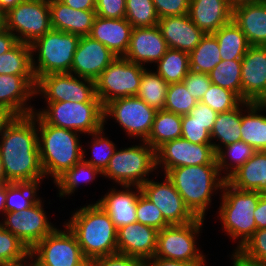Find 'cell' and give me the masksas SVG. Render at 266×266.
Returning a JSON list of instances; mask_svg holds the SVG:
<instances>
[{"instance_id": "11a10c76", "label": "cell", "mask_w": 266, "mask_h": 266, "mask_svg": "<svg viewBox=\"0 0 266 266\" xmlns=\"http://www.w3.org/2000/svg\"><path fill=\"white\" fill-rule=\"evenodd\" d=\"M189 114L193 117V121L205 125V128L211 132L218 113L202 101H197Z\"/></svg>"}, {"instance_id": "4fadbf2b", "label": "cell", "mask_w": 266, "mask_h": 266, "mask_svg": "<svg viewBox=\"0 0 266 266\" xmlns=\"http://www.w3.org/2000/svg\"><path fill=\"white\" fill-rule=\"evenodd\" d=\"M155 114L156 110L139 97L118 98L104 106V125L107 124L108 117H113L128 137L145 141L150 134Z\"/></svg>"}, {"instance_id": "a7ac6f4b", "label": "cell", "mask_w": 266, "mask_h": 266, "mask_svg": "<svg viewBox=\"0 0 266 266\" xmlns=\"http://www.w3.org/2000/svg\"><path fill=\"white\" fill-rule=\"evenodd\" d=\"M4 183H10L4 173V169H3V164H2V160H1V156H0V184H4Z\"/></svg>"}, {"instance_id": "03108f58", "label": "cell", "mask_w": 266, "mask_h": 266, "mask_svg": "<svg viewBox=\"0 0 266 266\" xmlns=\"http://www.w3.org/2000/svg\"><path fill=\"white\" fill-rule=\"evenodd\" d=\"M254 104L260 108L262 111L266 112V89L264 92L258 97V99L254 102Z\"/></svg>"}, {"instance_id": "7a4b0ae2", "label": "cell", "mask_w": 266, "mask_h": 266, "mask_svg": "<svg viewBox=\"0 0 266 266\" xmlns=\"http://www.w3.org/2000/svg\"><path fill=\"white\" fill-rule=\"evenodd\" d=\"M72 213L64 224L75 234L88 261L118 252L117 228L97 202Z\"/></svg>"}, {"instance_id": "e0dca14e", "label": "cell", "mask_w": 266, "mask_h": 266, "mask_svg": "<svg viewBox=\"0 0 266 266\" xmlns=\"http://www.w3.org/2000/svg\"><path fill=\"white\" fill-rule=\"evenodd\" d=\"M141 190L142 194L161 211L170 225H184L196 219L165 174L162 182L148 179L141 186Z\"/></svg>"}, {"instance_id": "94428289", "label": "cell", "mask_w": 266, "mask_h": 266, "mask_svg": "<svg viewBox=\"0 0 266 266\" xmlns=\"http://www.w3.org/2000/svg\"><path fill=\"white\" fill-rule=\"evenodd\" d=\"M14 115L8 110L0 107V136L7 124L13 119Z\"/></svg>"}, {"instance_id": "9f6ffc18", "label": "cell", "mask_w": 266, "mask_h": 266, "mask_svg": "<svg viewBox=\"0 0 266 266\" xmlns=\"http://www.w3.org/2000/svg\"><path fill=\"white\" fill-rule=\"evenodd\" d=\"M254 218L257 229H266V195H260Z\"/></svg>"}, {"instance_id": "7dc6e473", "label": "cell", "mask_w": 266, "mask_h": 266, "mask_svg": "<svg viewBox=\"0 0 266 266\" xmlns=\"http://www.w3.org/2000/svg\"><path fill=\"white\" fill-rule=\"evenodd\" d=\"M236 253L246 261L266 266V229H257Z\"/></svg>"}, {"instance_id": "484cf974", "label": "cell", "mask_w": 266, "mask_h": 266, "mask_svg": "<svg viewBox=\"0 0 266 266\" xmlns=\"http://www.w3.org/2000/svg\"><path fill=\"white\" fill-rule=\"evenodd\" d=\"M188 15L205 34L214 33L232 20L233 2L231 0H190Z\"/></svg>"}, {"instance_id": "8fae6325", "label": "cell", "mask_w": 266, "mask_h": 266, "mask_svg": "<svg viewBox=\"0 0 266 266\" xmlns=\"http://www.w3.org/2000/svg\"><path fill=\"white\" fill-rule=\"evenodd\" d=\"M65 230L55 229L31 250L30 255L41 266H91L78 244L75 234L63 225Z\"/></svg>"}, {"instance_id": "f546056e", "label": "cell", "mask_w": 266, "mask_h": 266, "mask_svg": "<svg viewBox=\"0 0 266 266\" xmlns=\"http://www.w3.org/2000/svg\"><path fill=\"white\" fill-rule=\"evenodd\" d=\"M226 182L233 188L257 191L262 184H266V151H257Z\"/></svg>"}, {"instance_id": "44dd1931", "label": "cell", "mask_w": 266, "mask_h": 266, "mask_svg": "<svg viewBox=\"0 0 266 266\" xmlns=\"http://www.w3.org/2000/svg\"><path fill=\"white\" fill-rule=\"evenodd\" d=\"M158 231L141 223H133L117 229L118 253L148 260L157 249Z\"/></svg>"}, {"instance_id": "f1b7e54d", "label": "cell", "mask_w": 266, "mask_h": 266, "mask_svg": "<svg viewBox=\"0 0 266 266\" xmlns=\"http://www.w3.org/2000/svg\"><path fill=\"white\" fill-rule=\"evenodd\" d=\"M251 104V102L243 101L237 108L217 114L210 132L215 153L221 147L241 141V115Z\"/></svg>"}, {"instance_id": "680465c9", "label": "cell", "mask_w": 266, "mask_h": 266, "mask_svg": "<svg viewBox=\"0 0 266 266\" xmlns=\"http://www.w3.org/2000/svg\"><path fill=\"white\" fill-rule=\"evenodd\" d=\"M144 266H194L183 261L168 260L163 258H151L144 261Z\"/></svg>"}, {"instance_id": "ffe728a7", "label": "cell", "mask_w": 266, "mask_h": 266, "mask_svg": "<svg viewBox=\"0 0 266 266\" xmlns=\"http://www.w3.org/2000/svg\"><path fill=\"white\" fill-rule=\"evenodd\" d=\"M169 49L158 25L135 27L132 29L129 46L123 56L130 62L144 64L157 63Z\"/></svg>"}, {"instance_id": "277c9868", "label": "cell", "mask_w": 266, "mask_h": 266, "mask_svg": "<svg viewBox=\"0 0 266 266\" xmlns=\"http://www.w3.org/2000/svg\"><path fill=\"white\" fill-rule=\"evenodd\" d=\"M37 130L40 163L46 178L51 176L55 181L83 159L81 133L47 124L38 115Z\"/></svg>"}, {"instance_id": "f5cc1de1", "label": "cell", "mask_w": 266, "mask_h": 266, "mask_svg": "<svg viewBox=\"0 0 266 266\" xmlns=\"http://www.w3.org/2000/svg\"><path fill=\"white\" fill-rule=\"evenodd\" d=\"M95 11L97 16L103 18H125L126 0H98Z\"/></svg>"}, {"instance_id": "d6986e66", "label": "cell", "mask_w": 266, "mask_h": 266, "mask_svg": "<svg viewBox=\"0 0 266 266\" xmlns=\"http://www.w3.org/2000/svg\"><path fill=\"white\" fill-rule=\"evenodd\" d=\"M36 83L35 75L0 74V107L14 116L32 114L35 109L28 101L36 96Z\"/></svg>"}, {"instance_id": "b9f144b4", "label": "cell", "mask_w": 266, "mask_h": 266, "mask_svg": "<svg viewBox=\"0 0 266 266\" xmlns=\"http://www.w3.org/2000/svg\"><path fill=\"white\" fill-rule=\"evenodd\" d=\"M104 127L103 126L100 130L93 132L91 134L92 139L90 143L88 142L89 146L92 148V158L85 159V152L86 149L83 148V160L86 163H89L93 167L99 169L101 172H103L106 167L108 166L109 160L114 155L116 151V144L113 143L108 137L104 136Z\"/></svg>"}, {"instance_id": "816d5d0a", "label": "cell", "mask_w": 266, "mask_h": 266, "mask_svg": "<svg viewBox=\"0 0 266 266\" xmlns=\"http://www.w3.org/2000/svg\"><path fill=\"white\" fill-rule=\"evenodd\" d=\"M159 19L189 13L190 0H153Z\"/></svg>"}, {"instance_id": "f35d334b", "label": "cell", "mask_w": 266, "mask_h": 266, "mask_svg": "<svg viewBox=\"0 0 266 266\" xmlns=\"http://www.w3.org/2000/svg\"><path fill=\"white\" fill-rule=\"evenodd\" d=\"M148 70V71H147ZM169 84L156 72H143L136 97H139L156 111L163 110Z\"/></svg>"}, {"instance_id": "f907efd6", "label": "cell", "mask_w": 266, "mask_h": 266, "mask_svg": "<svg viewBox=\"0 0 266 266\" xmlns=\"http://www.w3.org/2000/svg\"><path fill=\"white\" fill-rule=\"evenodd\" d=\"M197 101H201L203 95L212 84L209 75L207 73H200L193 70H189L188 74L182 81Z\"/></svg>"}, {"instance_id": "60d3db41", "label": "cell", "mask_w": 266, "mask_h": 266, "mask_svg": "<svg viewBox=\"0 0 266 266\" xmlns=\"http://www.w3.org/2000/svg\"><path fill=\"white\" fill-rule=\"evenodd\" d=\"M41 184L6 183V212H21L31 207L40 197L37 196Z\"/></svg>"}, {"instance_id": "8992f818", "label": "cell", "mask_w": 266, "mask_h": 266, "mask_svg": "<svg viewBox=\"0 0 266 266\" xmlns=\"http://www.w3.org/2000/svg\"><path fill=\"white\" fill-rule=\"evenodd\" d=\"M79 39L78 35L51 29L32 43V68L36 80L48 74L70 73Z\"/></svg>"}, {"instance_id": "d4e9b609", "label": "cell", "mask_w": 266, "mask_h": 266, "mask_svg": "<svg viewBox=\"0 0 266 266\" xmlns=\"http://www.w3.org/2000/svg\"><path fill=\"white\" fill-rule=\"evenodd\" d=\"M158 26L170 49L187 53H190L205 35L188 14L161 18Z\"/></svg>"}, {"instance_id": "9c48e42d", "label": "cell", "mask_w": 266, "mask_h": 266, "mask_svg": "<svg viewBox=\"0 0 266 266\" xmlns=\"http://www.w3.org/2000/svg\"><path fill=\"white\" fill-rule=\"evenodd\" d=\"M204 220L196 218L188 224L170 225L158 231L154 257L206 266L205 255L197 248L196 242Z\"/></svg>"}, {"instance_id": "8c879c8a", "label": "cell", "mask_w": 266, "mask_h": 266, "mask_svg": "<svg viewBox=\"0 0 266 266\" xmlns=\"http://www.w3.org/2000/svg\"><path fill=\"white\" fill-rule=\"evenodd\" d=\"M34 262H35V266H41L35 259H34Z\"/></svg>"}, {"instance_id": "9a60e30c", "label": "cell", "mask_w": 266, "mask_h": 266, "mask_svg": "<svg viewBox=\"0 0 266 266\" xmlns=\"http://www.w3.org/2000/svg\"><path fill=\"white\" fill-rule=\"evenodd\" d=\"M44 201L39 198L31 207L21 212H6L0 224L19 238L30 250L57 227L49 222Z\"/></svg>"}, {"instance_id": "7c38bea8", "label": "cell", "mask_w": 266, "mask_h": 266, "mask_svg": "<svg viewBox=\"0 0 266 266\" xmlns=\"http://www.w3.org/2000/svg\"><path fill=\"white\" fill-rule=\"evenodd\" d=\"M5 19L6 29L29 45L52 29L47 0H23L5 14Z\"/></svg>"}, {"instance_id": "83f0119b", "label": "cell", "mask_w": 266, "mask_h": 266, "mask_svg": "<svg viewBox=\"0 0 266 266\" xmlns=\"http://www.w3.org/2000/svg\"><path fill=\"white\" fill-rule=\"evenodd\" d=\"M133 26L126 18L112 19L96 16L89 36L104 44L117 56L127 52Z\"/></svg>"}, {"instance_id": "ab89813d", "label": "cell", "mask_w": 266, "mask_h": 266, "mask_svg": "<svg viewBox=\"0 0 266 266\" xmlns=\"http://www.w3.org/2000/svg\"><path fill=\"white\" fill-rule=\"evenodd\" d=\"M242 60H221L209 73L212 84L235 92L242 99Z\"/></svg>"}, {"instance_id": "e7e4bbea", "label": "cell", "mask_w": 266, "mask_h": 266, "mask_svg": "<svg viewBox=\"0 0 266 266\" xmlns=\"http://www.w3.org/2000/svg\"><path fill=\"white\" fill-rule=\"evenodd\" d=\"M5 203H6V183L0 184V212L3 213V215L6 213Z\"/></svg>"}, {"instance_id": "f6af8a7d", "label": "cell", "mask_w": 266, "mask_h": 266, "mask_svg": "<svg viewBox=\"0 0 266 266\" xmlns=\"http://www.w3.org/2000/svg\"><path fill=\"white\" fill-rule=\"evenodd\" d=\"M201 101L217 113L237 108L243 100L233 91L211 84Z\"/></svg>"}, {"instance_id": "30bf717a", "label": "cell", "mask_w": 266, "mask_h": 266, "mask_svg": "<svg viewBox=\"0 0 266 266\" xmlns=\"http://www.w3.org/2000/svg\"><path fill=\"white\" fill-rule=\"evenodd\" d=\"M146 69L118 56L95 80L96 96L102 106L118 98L136 96Z\"/></svg>"}, {"instance_id": "2e32d148", "label": "cell", "mask_w": 266, "mask_h": 266, "mask_svg": "<svg viewBox=\"0 0 266 266\" xmlns=\"http://www.w3.org/2000/svg\"><path fill=\"white\" fill-rule=\"evenodd\" d=\"M217 164L212 144L191 143L183 138L165 142L156 150V169H169L181 166Z\"/></svg>"}, {"instance_id": "681fc988", "label": "cell", "mask_w": 266, "mask_h": 266, "mask_svg": "<svg viewBox=\"0 0 266 266\" xmlns=\"http://www.w3.org/2000/svg\"><path fill=\"white\" fill-rule=\"evenodd\" d=\"M181 138L196 144H212L210 132L205 125L193 121L190 114L182 115Z\"/></svg>"}, {"instance_id": "74e56055", "label": "cell", "mask_w": 266, "mask_h": 266, "mask_svg": "<svg viewBox=\"0 0 266 266\" xmlns=\"http://www.w3.org/2000/svg\"><path fill=\"white\" fill-rule=\"evenodd\" d=\"M156 64L155 72L167 84L179 83L183 81L190 70L189 53L169 48Z\"/></svg>"}, {"instance_id": "6125c7cd", "label": "cell", "mask_w": 266, "mask_h": 266, "mask_svg": "<svg viewBox=\"0 0 266 266\" xmlns=\"http://www.w3.org/2000/svg\"><path fill=\"white\" fill-rule=\"evenodd\" d=\"M231 260L233 261L232 262L233 266H263L259 263H253V262L246 261L241 256H239L236 252L232 253Z\"/></svg>"}, {"instance_id": "836d02e7", "label": "cell", "mask_w": 266, "mask_h": 266, "mask_svg": "<svg viewBox=\"0 0 266 266\" xmlns=\"http://www.w3.org/2000/svg\"><path fill=\"white\" fill-rule=\"evenodd\" d=\"M221 61L219 45L213 33L205 34L189 53L190 70L209 73Z\"/></svg>"}, {"instance_id": "d6a6232c", "label": "cell", "mask_w": 266, "mask_h": 266, "mask_svg": "<svg viewBox=\"0 0 266 266\" xmlns=\"http://www.w3.org/2000/svg\"><path fill=\"white\" fill-rule=\"evenodd\" d=\"M261 112L262 110L252 103L245 110L246 114L241 115V141L256 151H266V116Z\"/></svg>"}, {"instance_id": "89a4df30", "label": "cell", "mask_w": 266, "mask_h": 266, "mask_svg": "<svg viewBox=\"0 0 266 266\" xmlns=\"http://www.w3.org/2000/svg\"><path fill=\"white\" fill-rule=\"evenodd\" d=\"M6 29L5 13L0 11V32Z\"/></svg>"}, {"instance_id": "4dcf8cb0", "label": "cell", "mask_w": 266, "mask_h": 266, "mask_svg": "<svg viewBox=\"0 0 266 266\" xmlns=\"http://www.w3.org/2000/svg\"><path fill=\"white\" fill-rule=\"evenodd\" d=\"M213 34L219 45L221 60H241L251 46L233 19Z\"/></svg>"}, {"instance_id": "6f0895ef", "label": "cell", "mask_w": 266, "mask_h": 266, "mask_svg": "<svg viewBox=\"0 0 266 266\" xmlns=\"http://www.w3.org/2000/svg\"><path fill=\"white\" fill-rule=\"evenodd\" d=\"M19 41L8 29L0 32V55L13 48Z\"/></svg>"}, {"instance_id": "5bb4252c", "label": "cell", "mask_w": 266, "mask_h": 266, "mask_svg": "<svg viewBox=\"0 0 266 266\" xmlns=\"http://www.w3.org/2000/svg\"><path fill=\"white\" fill-rule=\"evenodd\" d=\"M35 95L47 103L72 101L100 102L96 96L95 81L72 73H54L41 76L36 83Z\"/></svg>"}, {"instance_id": "ee69618b", "label": "cell", "mask_w": 266, "mask_h": 266, "mask_svg": "<svg viewBox=\"0 0 266 266\" xmlns=\"http://www.w3.org/2000/svg\"><path fill=\"white\" fill-rule=\"evenodd\" d=\"M30 257V249L0 224V262L13 264Z\"/></svg>"}, {"instance_id": "7bdbcfd3", "label": "cell", "mask_w": 266, "mask_h": 266, "mask_svg": "<svg viewBox=\"0 0 266 266\" xmlns=\"http://www.w3.org/2000/svg\"><path fill=\"white\" fill-rule=\"evenodd\" d=\"M125 18L133 28L152 27L159 22L153 0H126Z\"/></svg>"}, {"instance_id": "5b68a950", "label": "cell", "mask_w": 266, "mask_h": 266, "mask_svg": "<svg viewBox=\"0 0 266 266\" xmlns=\"http://www.w3.org/2000/svg\"><path fill=\"white\" fill-rule=\"evenodd\" d=\"M218 218L223 230L231 239L238 241L236 252L257 230L254 212L259 202L258 191L240 190L233 188L227 182L223 184Z\"/></svg>"}, {"instance_id": "be15d7a7", "label": "cell", "mask_w": 266, "mask_h": 266, "mask_svg": "<svg viewBox=\"0 0 266 266\" xmlns=\"http://www.w3.org/2000/svg\"><path fill=\"white\" fill-rule=\"evenodd\" d=\"M23 0H0V11L5 14L12 8H15Z\"/></svg>"}, {"instance_id": "ac0fdd59", "label": "cell", "mask_w": 266, "mask_h": 266, "mask_svg": "<svg viewBox=\"0 0 266 266\" xmlns=\"http://www.w3.org/2000/svg\"><path fill=\"white\" fill-rule=\"evenodd\" d=\"M117 57L101 42L90 36H82L73 56L70 73L95 81Z\"/></svg>"}, {"instance_id": "2644e50d", "label": "cell", "mask_w": 266, "mask_h": 266, "mask_svg": "<svg viewBox=\"0 0 266 266\" xmlns=\"http://www.w3.org/2000/svg\"><path fill=\"white\" fill-rule=\"evenodd\" d=\"M261 195H266V184H262V186L257 190Z\"/></svg>"}, {"instance_id": "bcb514c9", "label": "cell", "mask_w": 266, "mask_h": 266, "mask_svg": "<svg viewBox=\"0 0 266 266\" xmlns=\"http://www.w3.org/2000/svg\"><path fill=\"white\" fill-rule=\"evenodd\" d=\"M197 100L187 91L183 82L169 84L164 110L179 115L189 114Z\"/></svg>"}, {"instance_id": "c3c4849f", "label": "cell", "mask_w": 266, "mask_h": 266, "mask_svg": "<svg viewBox=\"0 0 266 266\" xmlns=\"http://www.w3.org/2000/svg\"><path fill=\"white\" fill-rule=\"evenodd\" d=\"M137 222L155 228L157 231L162 230L170 224L164 219L161 211L142 193L137 199Z\"/></svg>"}, {"instance_id": "603a6c76", "label": "cell", "mask_w": 266, "mask_h": 266, "mask_svg": "<svg viewBox=\"0 0 266 266\" xmlns=\"http://www.w3.org/2000/svg\"><path fill=\"white\" fill-rule=\"evenodd\" d=\"M232 19L245 34L250 45L266 46V1L234 2Z\"/></svg>"}, {"instance_id": "91938a15", "label": "cell", "mask_w": 266, "mask_h": 266, "mask_svg": "<svg viewBox=\"0 0 266 266\" xmlns=\"http://www.w3.org/2000/svg\"><path fill=\"white\" fill-rule=\"evenodd\" d=\"M65 5L76 10H95V0H60Z\"/></svg>"}, {"instance_id": "e575fe53", "label": "cell", "mask_w": 266, "mask_h": 266, "mask_svg": "<svg viewBox=\"0 0 266 266\" xmlns=\"http://www.w3.org/2000/svg\"><path fill=\"white\" fill-rule=\"evenodd\" d=\"M225 148V149H224ZM257 151L244 141L234 142L221 147L216 154V163L220 174L227 179L239 167L245 164ZM226 173V174H225Z\"/></svg>"}, {"instance_id": "1f68e13d", "label": "cell", "mask_w": 266, "mask_h": 266, "mask_svg": "<svg viewBox=\"0 0 266 266\" xmlns=\"http://www.w3.org/2000/svg\"><path fill=\"white\" fill-rule=\"evenodd\" d=\"M182 115L166 110L156 111L148 138L145 140L155 151L165 142L181 138Z\"/></svg>"}, {"instance_id": "6da1fadb", "label": "cell", "mask_w": 266, "mask_h": 266, "mask_svg": "<svg viewBox=\"0 0 266 266\" xmlns=\"http://www.w3.org/2000/svg\"><path fill=\"white\" fill-rule=\"evenodd\" d=\"M37 114L14 116L0 137V156L10 183L41 184L46 178L40 163ZM42 180V181H41Z\"/></svg>"}, {"instance_id": "52a82bcc", "label": "cell", "mask_w": 266, "mask_h": 266, "mask_svg": "<svg viewBox=\"0 0 266 266\" xmlns=\"http://www.w3.org/2000/svg\"><path fill=\"white\" fill-rule=\"evenodd\" d=\"M142 142V143H141ZM128 148L116 149L102 172V177L119 186H142L156 169V151L145 141Z\"/></svg>"}, {"instance_id": "3957f363", "label": "cell", "mask_w": 266, "mask_h": 266, "mask_svg": "<svg viewBox=\"0 0 266 266\" xmlns=\"http://www.w3.org/2000/svg\"><path fill=\"white\" fill-rule=\"evenodd\" d=\"M164 174L173 183L186 207L201 219H205L215 191H221L226 182L217 164L181 166Z\"/></svg>"}, {"instance_id": "db71d44e", "label": "cell", "mask_w": 266, "mask_h": 266, "mask_svg": "<svg viewBox=\"0 0 266 266\" xmlns=\"http://www.w3.org/2000/svg\"><path fill=\"white\" fill-rule=\"evenodd\" d=\"M90 263L91 266H144V260L118 252L95 258Z\"/></svg>"}, {"instance_id": "4316f807", "label": "cell", "mask_w": 266, "mask_h": 266, "mask_svg": "<svg viewBox=\"0 0 266 266\" xmlns=\"http://www.w3.org/2000/svg\"><path fill=\"white\" fill-rule=\"evenodd\" d=\"M51 27L57 31L89 36L96 15L95 10H76L60 0H50Z\"/></svg>"}, {"instance_id": "cb8c5ba5", "label": "cell", "mask_w": 266, "mask_h": 266, "mask_svg": "<svg viewBox=\"0 0 266 266\" xmlns=\"http://www.w3.org/2000/svg\"><path fill=\"white\" fill-rule=\"evenodd\" d=\"M122 188H110L108 193L96 201L117 229L137 222V199L142 193L140 186L123 185ZM134 189L136 192L132 191Z\"/></svg>"}, {"instance_id": "8d00e7d4", "label": "cell", "mask_w": 266, "mask_h": 266, "mask_svg": "<svg viewBox=\"0 0 266 266\" xmlns=\"http://www.w3.org/2000/svg\"><path fill=\"white\" fill-rule=\"evenodd\" d=\"M0 74L34 75L31 45L18 42L13 48L1 54Z\"/></svg>"}, {"instance_id": "003e7915", "label": "cell", "mask_w": 266, "mask_h": 266, "mask_svg": "<svg viewBox=\"0 0 266 266\" xmlns=\"http://www.w3.org/2000/svg\"><path fill=\"white\" fill-rule=\"evenodd\" d=\"M3 266H35V262H34V258L30 255V257H28V259L24 261L13 263V264H3Z\"/></svg>"}, {"instance_id": "d590c367", "label": "cell", "mask_w": 266, "mask_h": 266, "mask_svg": "<svg viewBox=\"0 0 266 266\" xmlns=\"http://www.w3.org/2000/svg\"><path fill=\"white\" fill-rule=\"evenodd\" d=\"M97 174L101 176L102 172L82 159L53 182L59 188L58 197H69L81 183L87 184L95 180Z\"/></svg>"}, {"instance_id": "ba28073f", "label": "cell", "mask_w": 266, "mask_h": 266, "mask_svg": "<svg viewBox=\"0 0 266 266\" xmlns=\"http://www.w3.org/2000/svg\"><path fill=\"white\" fill-rule=\"evenodd\" d=\"M46 104V109L34 110V113L47 124L88 135L104 126L101 102L77 103L70 100Z\"/></svg>"}, {"instance_id": "7402d4cb", "label": "cell", "mask_w": 266, "mask_h": 266, "mask_svg": "<svg viewBox=\"0 0 266 266\" xmlns=\"http://www.w3.org/2000/svg\"><path fill=\"white\" fill-rule=\"evenodd\" d=\"M241 60L242 100L254 103L266 89V46L251 45Z\"/></svg>"}]
</instances>
